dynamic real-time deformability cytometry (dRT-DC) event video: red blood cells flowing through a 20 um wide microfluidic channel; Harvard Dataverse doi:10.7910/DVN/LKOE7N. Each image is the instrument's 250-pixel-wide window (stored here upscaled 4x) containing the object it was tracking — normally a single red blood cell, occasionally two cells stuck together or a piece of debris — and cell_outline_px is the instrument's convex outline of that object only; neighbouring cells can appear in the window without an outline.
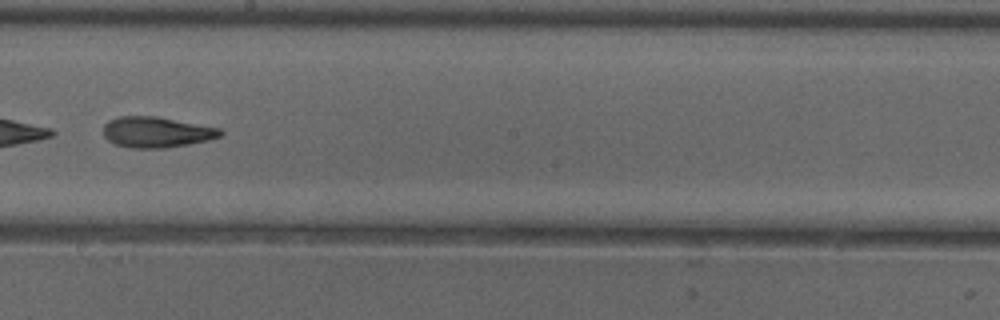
{"species": "common noctule bat (a hibernating species)", "species_latin": "Nyctalus noctula", "temperature_condition": "cold", "stored_images_in_passage": 38, "camera_frame_rate_fps": 3000, "um_per_image_px": 0.085, "animal": {"sex": "female"}, "frame": {"image": 1, "passage_image": 17, "time_ms": 5.333, "image_size_px": [1000, 320], "cell_outline_px": [[224, 132], [220, 136], [208, 140], [188, 144], [164, 148], [132, 148], [116, 144], [108, 140], [104, 136], [104, 124], [108, 120], [120, 116], [156, 116], [220, 128]], "centroid_in_image_um": [13.29, 11.23], "position_along_channel_um": 234.9, "area_um2": 20.87}, "authors_computed_cell_mechanics": {"area_um2": 21.1837, "velocity_mm_per_s": 3.9386, "shape_relaxation_time_tau1_ms": 6.0035, "shape_relaxation_time_tau2_ms": 3.8899, "deformation_change_tau1": 0.2056, "deformation_change_tau2": 0.141}}